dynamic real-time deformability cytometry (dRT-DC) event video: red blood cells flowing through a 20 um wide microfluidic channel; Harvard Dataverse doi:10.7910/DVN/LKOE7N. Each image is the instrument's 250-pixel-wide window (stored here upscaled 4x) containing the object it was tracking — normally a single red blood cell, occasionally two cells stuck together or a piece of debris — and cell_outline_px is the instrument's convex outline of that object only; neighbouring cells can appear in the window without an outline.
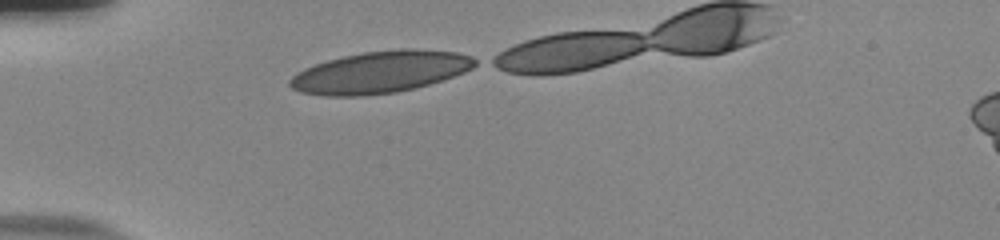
{"species": "human", "species_latin": "Homo sapiens", "temperature_condition": "room temperature", "stored_images_in_passage": 10, "camera_frame_rate_fps": 3000, "um_per_image_px": 0.085, "donor": {"sex": "male"}, "frame": {"image": 1, "passage_image": 1, "time_ms": 0.0, "image_size_px": [1000, 240], "cell_outline_px": [[480, 64], [464, 72], [416, 88], [396, 92], [364, 96], [324, 96], [300, 92], [292, 88], [288, 84], [288, 80], [296, 72], [304, 68], [328, 60], [344, 56], [364, 52], [400, 48], [412, 48], [456, 52], [472, 56], [480, 60]], "centroid_in_image_um": [32.33, 6.12], "position_along_channel_um": 52.7, "area_um2": 45.37}}
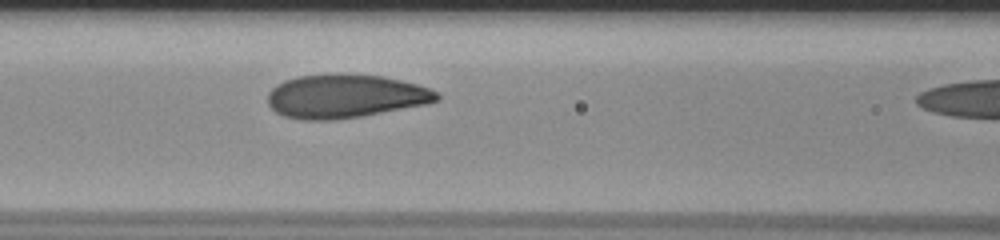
{"frame": {"image": 2, "passage_image": 9, "time_ms": 2.667, "image_size_px": [1000, 240], "cell_outline_px": [[440, 100], [428, 104], [360, 116], [336, 120], [304, 120], [284, 116], [276, 112], [268, 104], [268, 92], [276, 84], [284, 80], [296, 76], [336, 72], [340, 72], [384, 76], [416, 84], [428, 88], [436, 92], [440, 96]], "centroid_in_image_um": [29.32, 8.15], "position_along_channel_um": 137.3, "area_um2": 43.52}}